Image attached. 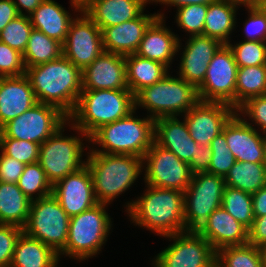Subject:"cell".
Wrapping results in <instances>:
<instances>
[{
  "label": "cell",
  "instance_id": "1",
  "mask_svg": "<svg viewBox=\"0 0 266 267\" xmlns=\"http://www.w3.org/2000/svg\"><path fill=\"white\" fill-rule=\"evenodd\" d=\"M145 187L143 195L124 206L130 222L163 238L184 232V192L149 185Z\"/></svg>",
  "mask_w": 266,
  "mask_h": 267
},
{
  "label": "cell",
  "instance_id": "2",
  "mask_svg": "<svg viewBox=\"0 0 266 267\" xmlns=\"http://www.w3.org/2000/svg\"><path fill=\"white\" fill-rule=\"evenodd\" d=\"M37 102L53 105L69 116L82 92V70L63 55L54 61L26 68L24 74Z\"/></svg>",
  "mask_w": 266,
  "mask_h": 267
},
{
  "label": "cell",
  "instance_id": "3",
  "mask_svg": "<svg viewBox=\"0 0 266 267\" xmlns=\"http://www.w3.org/2000/svg\"><path fill=\"white\" fill-rule=\"evenodd\" d=\"M85 159L98 203L110 205L143 174V158L129 154L87 152Z\"/></svg>",
  "mask_w": 266,
  "mask_h": 267
},
{
  "label": "cell",
  "instance_id": "4",
  "mask_svg": "<svg viewBox=\"0 0 266 267\" xmlns=\"http://www.w3.org/2000/svg\"><path fill=\"white\" fill-rule=\"evenodd\" d=\"M134 109L130 90H82L68 121L90 137L103 125L122 119Z\"/></svg>",
  "mask_w": 266,
  "mask_h": 267
},
{
  "label": "cell",
  "instance_id": "5",
  "mask_svg": "<svg viewBox=\"0 0 266 267\" xmlns=\"http://www.w3.org/2000/svg\"><path fill=\"white\" fill-rule=\"evenodd\" d=\"M136 109L122 119L103 125L90 137V152L144 157L154 142V119L139 118ZM95 148V149H94Z\"/></svg>",
  "mask_w": 266,
  "mask_h": 267
},
{
  "label": "cell",
  "instance_id": "6",
  "mask_svg": "<svg viewBox=\"0 0 266 267\" xmlns=\"http://www.w3.org/2000/svg\"><path fill=\"white\" fill-rule=\"evenodd\" d=\"M134 100L135 109H146L147 116L154 120L183 116L200 101L193 84L171 76L170 72L162 80L140 90Z\"/></svg>",
  "mask_w": 266,
  "mask_h": 267
},
{
  "label": "cell",
  "instance_id": "7",
  "mask_svg": "<svg viewBox=\"0 0 266 267\" xmlns=\"http://www.w3.org/2000/svg\"><path fill=\"white\" fill-rule=\"evenodd\" d=\"M107 204L98 203L86 211L70 217L67 244L58 254L78 261L93 258L102 251L112 230Z\"/></svg>",
  "mask_w": 266,
  "mask_h": 267
},
{
  "label": "cell",
  "instance_id": "8",
  "mask_svg": "<svg viewBox=\"0 0 266 267\" xmlns=\"http://www.w3.org/2000/svg\"><path fill=\"white\" fill-rule=\"evenodd\" d=\"M71 127V130H76L79 136H66L63 133L65 127ZM81 136V137H80ZM83 137L89 143V136L80 131L77 127L67 121L53 135H51L39 148V160L45 172L46 178L53 186L57 181L65 178L67 175L80 170L86 165L87 161L83 160V152L87 147L84 146Z\"/></svg>",
  "mask_w": 266,
  "mask_h": 267
},
{
  "label": "cell",
  "instance_id": "9",
  "mask_svg": "<svg viewBox=\"0 0 266 267\" xmlns=\"http://www.w3.org/2000/svg\"><path fill=\"white\" fill-rule=\"evenodd\" d=\"M70 217L51 194L31 201L23 232L43 242L59 254L67 244Z\"/></svg>",
  "mask_w": 266,
  "mask_h": 267
},
{
  "label": "cell",
  "instance_id": "10",
  "mask_svg": "<svg viewBox=\"0 0 266 267\" xmlns=\"http://www.w3.org/2000/svg\"><path fill=\"white\" fill-rule=\"evenodd\" d=\"M225 187L223 177L208 172L193 174L184 191L185 231H198L211 213L221 207Z\"/></svg>",
  "mask_w": 266,
  "mask_h": 267
},
{
  "label": "cell",
  "instance_id": "11",
  "mask_svg": "<svg viewBox=\"0 0 266 267\" xmlns=\"http://www.w3.org/2000/svg\"><path fill=\"white\" fill-rule=\"evenodd\" d=\"M68 121L59 108L37 103L0 128V138H14L42 144Z\"/></svg>",
  "mask_w": 266,
  "mask_h": 267
},
{
  "label": "cell",
  "instance_id": "12",
  "mask_svg": "<svg viewBox=\"0 0 266 267\" xmlns=\"http://www.w3.org/2000/svg\"><path fill=\"white\" fill-rule=\"evenodd\" d=\"M143 169L145 185L163 189L184 192L193 177L188 163L155 142L143 157Z\"/></svg>",
  "mask_w": 266,
  "mask_h": 267
},
{
  "label": "cell",
  "instance_id": "13",
  "mask_svg": "<svg viewBox=\"0 0 266 267\" xmlns=\"http://www.w3.org/2000/svg\"><path fill=\"white\" fill-rule=\"evenodd\" d=\"M238 66L227 44H223L209 62L202 84L197 88L202 102L225 103L235 109Z\"/></svg>",
  "mask_w": 266,
  "mask_h": 267
},
{
  "label": "cell",
  "instance_id": "14",
  "mask_svg": "<svg viewBox=\"0 0 266 267\" xmlns=\"http://www.w3.org/2000/svg\"><path fill=\"white\" fill-rule=\"evenodd\" d=\"M165 238L173 243L155 256L154 267H209L217 256L212 245L197 231H184Z\"/></svg>",
  "mask_w": 266,
  "mask_h": 267
},
{
  "label": "cell",
  "instance_id": "15",
  "mask_svg": "<svg viewBox=\"0 0 266 267\" xmlns=\"http://www.w3.org/2000/svg\"><path fill=\"white\" fill-rule=\"evenodd\" d=\"M79 13L73 15L75 18L70 23L62 49L63 56L83 70L104 52V48L99 26L83 9Z\"/></svg>",
  "mask_w": 266,
  "mask_h": 267
},
{
  "label": "cell",
  "instance_id": "16",
  "mask_svg": "<svg viewBox=\"0 0 266 267\" xmlns=\"http://www.w3.org/2000/svg\"><path fill=\"white\" fill-rule=\"evenodd\" d=\"M236 110L225 103L199 101L182 116L191 138L202 146H210L211 141L223 131L225 124Z\"/></svg>",
  "mask_w": 266,
  "mask_h": 267
},
{
  "label": "cell",
  "instance_id": "17",
  "mask_svg": "<svg viewBox=\"0 0 266 267\" xmlns=\"http://www.w3.org/2000/svg\"><path fill=\"white\" fill-rule=\"evenodd\" d=\"M52 195L69 217L78 215L98 204L92 177L85 165L52 186Z\"/></svg>",
  "mask_w": 266,
  "mask_h": 267
},
{
  "label": "cell",
  "instance_id": "18",
  "mask_svg": "<svg viewBox=\"0 0 266 267\" xmlns=\"http://www.w3.org/2000/svg\"><path fill=\"white\" fill-rule=\"evenodd\" d=\"M181 41L180 39L178 42L177 54L180 50H184L180 54L182 56L178 65L179 71L176 74L198 88L204 81L209 62L223 44L215 38L204 35L190 36L184 48L181 46Z\"/></svg>",
  "mask_w": 266,
  "mask_h": 267
},
{
  "label": "cell",
  "instance_id": "19",
  "mask_svg": "<svg viewBox=\"0 0 266 267\" xmlns=\"http://www.w3.org/2000/svg\"><path fill=\"white\" fill-rule=\"evenodd\" d=\"M235 113L225 124V139L236 161L264 163L266 136Z\"/></svg>",
  "mask_w": 266,
  "mask_h": 267
},
{
  "label": "cell",
  "instance_id": "20",
  "mask_svg": "<svg viewBox=\"0 0 266 267\" xmlns=\"http://www.w3.org/2000/svg\"><path fill=\"white\" fill-rule=\"evenodd\" d=\"M129 90L125 56L103 52L82 70V90Z\"/></svg>",
  "mask_w": 266,
  "mask_h": 267
},
{
  "label": "cell",
  "instance_id": "21",
  "mask_svg": "<svg viewBox=\"0 0 266 267\" xmlns=\"http://www.w3.org/2000/svg\"><path fill=\"white\" fill-rule=\"evenodd\" d=\"M157 17L156 13L148 15L143 11L133 20L103 28L101 32L104 51L124 56L135 54L145 31Z\"/></svg>",
  "mask_w": 266,
  "mask_h": 267
},
{
  "label": "cell",
  "instance_id": "22",
  "mask_svg": "<svg viewBox=\"0 0 266 267\" xmlns=\"http://www.w3.org/2000/svg\"><path fill=\"white\" fill-rule=\"evenodd\" d=\"M150 24L139 44L136 55L163 63L169 69L177 55L179 35L167 28L163 12Z\"/></svg>",
  "mask_w": 266,
  "mask_h": 267
},
{
  "label": "cell",
  "instance_id": "23",
  "mask_svg": "<svg viewBox=\"0 0 266 267\" xmlns=\"http://www.w3.org/2000/svg\"><path fill=\"white\" fill-rule=\"evenodd\" d=\"M154 142L189 163L195 157L198 144L191 138L188 127L177 116L154 120Z\"/></svg>",
  "mask_w": 266,
  "mask_h": 267
},
{
  "label": "cell",
  "instance_id": "24",
  "mask_svg": "<svg viewBox=\"0 0 266 267\" xmlns=\"http://www.w3.org/2000/svg\"><path fill=\"white\" fill-rule=\"evenodd\" d=\"M197 232L212 245L216 252L227 246L248 243V229L222 206L211 213Z\"/></svg>",
  "mask_w": 266,
  "mask_h": 267
},
{
  "label": "cell",
  "instance_id": "25",
  "mask_svg": "<svg viewBox=\"0 0 266 267\" xmlns=\"http://www.w3.org/2000/svg\"><path fill=\"white\" fill-rule=\"evenodd\" d=\"M152 0H86L84 12L102 30L138 17Z\"/></svg>",
  "mask_w": 266,
  "mask_h": 267
},
{
  "label": "cell",
  "instance_id": "26",
  "mask_svg": "<svg viewBox=\"0 0 266 267\" xmlns=\"http://www.w3.org/2000/svg\"><path fill=\"white\" fill-rule=\"evenodd\" d=\"M38 102L25 75L0 77V128Z\"/></svg>",
  "mask_w": 266,
  "mask_h": 267
},
{
  "label": "cell",
  "instance_id": "27",
  "mask_svg": "<svg viewBox=\"0 0 266 267\" xmlns=\"http://www.w3.org/2000/svg\"><path fill=\"white\" fill-rule=\"evenodd\" d=\"M69 13L55 0H43L29 17L34 29L43 32L63 45L70 23L74 19Z\"/></svg>",
  "mask_w": 266,
  "mask_h": 267
},
{
  "label": "cell",
  "instance_id": "28",
  "mask_svg": "<svg viewBox=\"0 0 266 267\" xmlns=\"http://www.w3.org/2000/svg\"><path fill=\"white\" fill-rule=\"evenodd\" d=\"M239 7L230 0H215L210 3L205 17L203 35L215 38L222 44L232 42L229 38L236 28V14Z\"/></svg>",
  "mask_w": 266,
  "mask_h": 267
},
{
  "label": "cell",
  "instance_id": "29",
  "mask_svg": "<svg viewBox=\"0 0 266 267\" xmlns=\"http://www.w3.org/2000/svg\"><path fill=\"white\" fill-rule=\"evenodd\" d=\"M125 65L127 84L134 96L162 80L170 71L163 63L136 54L125 55Z\"/></svg>",
  "mask_w": 266,
  "mask_h": 267
},
{
  "label": "cell",
  "instance_id": "30",
  "mask_svg": "<svg viewBox=\"0 0 266 267\" xmlns=\"http://www.w3.org/2000/svg\"><path fill=\"white\" fill-rule=\"evenodd\" d=\"M59 255L43 242L27 236H19L10 267H57Z\"/></svg>",
  "mask_w": 266,
  "mask_h": 267
},
{
  "label": "cell",
  "instance_id": "31",
  "mask_svg": "<svg viewBox=\"0 0 266 267\" xmlns=\"http://www.w3.org/2000/svg\"><path fill=\"white\" fill-rule=\"evenodd\" d=\"M31 200L17 183L0 182V224H13L23 228L28 220Z\"/></svg>",
  "mask_w": 266,
  "mask_h": 267
},
{
  "label": "cell",
  "instance_id": "32",
  "mask_svg": "<svg viewBox=\"0 0 266 267\" xmlns=\"http://www.w3.org/2000/svg\"><path fill=\"white\" fill-rule=\"evenodd\" d=\"M226 186L254 194L266 185L264 163L236 161L224 178Z\"/></svg>",
  "mask_w": 266,
  "mask_h": 267
},
{
  "label": "cell",
  "instance_id": "33",
  "mask_svg": "<svg viewBox=\"0 0 266 267\" xmlns=\"http://www.w3.org/2000/svg\"><path fill=\"white\" fill-rule=\"evenodd\" d=\"M266 95V65L238 67L235 110L253 97Z\"/></svg>",
  "mask_w": 266,
  "mask_h": 267
},
{
  "label": "cell",
  "instance_id": "34",
  "mask_svg": "<svg viewBox=\"0 0 266 267\" xmlns=\"http://www.w3.org/2000/svg\"><path fill=\"white\" fill-rule=\"evenodd\" d=\"M62 55L63 49L60 42L33 28L23 53L25 68L54 61Z\"/></svg>",
  "mask_w": 266,
  "mask_h": 267
},
{
  "label": "cell",
  "instance_id": "35",
  "mask_svg": "<svg viewBox=\"0 0 266 267\" xmlns=\"http://www.w3.org/2000/svg\"><path fill=\"white\" fill-rule=\"evenodd\" d=\"M221 206L239 223L249 229L254 221L252 195L240 189L226 186Z\"/></svg>",
  "mask_w": 266,
  "mask_h": 267
},
{
  "label": "cell",
  "instance_id": "36",
  "mask_svg": "<svg viewBox=\"0 0 266 267\" xmlns=\"http://www.w3.org/2000/svg\"><path fill=\"white\" fill-rule=\"evenodd\" d=\"M17 186L31 201L52 194V185L38 162L25 165Z\"/></svg>",
  "mask_w": 266,
  "mask_h": 267
},
{
  "label": "cell",
  "instance_id": "37",
  "mask_svg": "<svg viewBox=\"0 0 266 267\" xmlns=\"http://www.w3.org/2000/svg\"><path fill=\"white\" fill-rule=\"evenodd\" d=\"M217 257L227 267H265L259 247L250 243L224 247Z\"/></svg>",
  "mask_w": 266,
  "mask_h": 267
},
{
  "label": "cell",
  "instance_id": "38",
  "mask_svg": "<svg viewBox=\"0 0 266 267\" xmlns=\"http://www.w3.org/2000/svg\"><path fill=\"white\" fill-rule=\"evenodd\" d=\"M32 30L30 17L18 15L0 32V41L23 54Z\"/></svg>",
  "mask_w": 266,
  "mask_h": 267
},
{
  "label": "cell",
  "instance_id": "39",
  "mask_svg": "<svg viewBox=\"0 0 266 267\" xmlns=\"http://www.w3.org/2000/svg\"><path fill=\"white\" fill-rule=\"evenodd\" d=\"M238 67L266 65V42L246 41L228 43Z\"/></svg>",
  "mask_w": 266,
  "mask_h": 267
},
{
  "label": "cell",
  "instance_id": "40",
  "mask_svg": "<svg viewBox=\"0 0 266 267\" xmlns=\"http://www.w3.org/2000/svg\"><path fill=\"white\" fill-rule=\"evenodd\" d=\"M208 5L192 4L177 8L175 22L190 36L203 35Z\"/></svg>",
  "mask_w": 266,
  "mask_h": 267
},
{
  "label": "cell",
  "instance_id": "41",
  "mask_svg": "<svg viewBox=\"0 0 266 267\" xmlns=\"http://www.w3.org/2000/svg\"><path fill=\"white\" fill-rule=\"evenodd\" d=\"M210 147L213 153L209 173L225 178L236 162L225 139V126L223 131L211 141Z\"/></svg>",
  "mask_w": 266,
  "mask_h": 267
},
{
  "label": "cell",
  "instance_id": "42",
  "mask_svg": "<svg viewBox=\"0 0 266 267\" xmlns=\"http://www.w3.org/2000/svg\"><path fill=\"white\" fill-rule=\"evenodd\" d=\"M39 148L40 144L31 141L0 138V151L25 165L38 162Z\"/></svg>",
  "mask_w": 266,
  "mask_h": 267
},
{
  "label": "cell",
  "instance_id": "43",
  "mask_svg": "<svg viewBox=\"0 0 266 267\" xmlns=\"http://www.w3.org/2000/svg\"><path fill=\"white\" fill-rule=\"evenodd\" d=\"M236 113L250 126L256 125L261 129L260 132L266 134V95L250 98L236 110Z\"/></svg>",
  "mask_w": 266,
  "mask_h": 267
},
{
  "label": "cell",
  "instance_id": "44",
  "mask_svg": "<svg viewBox=\"0 0 266 267\" xmlns=\"http://www.w3.org/2000/svg\"><path fill=\"white\" fill-rule=\"evenodd\" d=\"M23 54L0 41V77H18L25 74Z\"/></svg>",
  "mask_w": 266,
  "mask_h": 267
},
{
  "label": "cell",
  "instance_id": "45",
  "mask_svg": "<svg viewBox=\"0 0 266 267\" xmlns=\"http://www.w3.org/2000/svg\"><path fill=\"white\" fill-rule=\"evenodd\" d=\"M248 19L244 23V40L266 42V11L260 6L245 7Z\"/></svg>",
  "mask_w": 266,
  "mask_h": 267
},
{
  "label": "cell",
  "instance_id": "46",
  "mask_svg": "<svg viewBox=\"0 0 266 267\" xmlns=\"http://www.w3.org/2000/svg\"><path fill=\"white\" fill-rule=\"evenodd\" d=\"M23 228L13 224H0V267H10L13 252Z\"/></svg>",
  "mask_w": 266,
  "mask_h": 267
},
{
  "label": "cell",
  "instance_id": "47",
  "mask_svg": "<svg viewBox=\"0 0 266 267\" xmlns=\"http://www.w3.org/2000/svg\"><path fill=\"white\" fill-rule=\"evenodd\" d=\"M24 168V163L0 153V182L17 183Z\"/></svg>",
  "mask_w": 266,
  "mask_h": 267
},
{
  "label": "cell",
  "instance_id": "48",
  "mask_svg": "<svg viewBox=\"0 0 266 267\" xmlns=\"http://www.w3.org/2000/svg\"><path fill=\"white\" fill-rule=\"evenodd\" d=\"M212 153L210 146H198L195 157L188 163L193 174L205 172L209 173Z\"/></svg>",
  "mask_w": 266,
  "mask_h": 267
},
{
  "label": "cell",
  "instance_id": "49",
  "mask_svg": "<svg viewBox=\"0 0 266 267\" xmlns=\"http://www.w3.org/2000/svg\"><path fill=\"white\" fill-rule=\"evenodd\" d=\"M248 243L260 247L266 243V215L256 217L248 229Z\"/></svg>",
  "mask_w": 266,
  "mask_h": 267
},
{
  "label": "cell",
  "instance_id": "50",
  "mask_svg": "<svg viewBox=\"0 0 266 267\" xmlns=\"http://www.w3.org/2000/svg\"><path fill=\"white\" fill-rule=\"evenodd\" d=\"M18 15L16 5L12 0H0V32Z\"/></svg>",
  "mask_w": 266,
  "mask_h": 267
},
{
  "label": "cell",
  "instance_id": "51",
  "mask_svg": "<svg viewBox=\"0 0 266 267\" xmlns=\"http://www.w3.org/2000/svg\"><path fill=\"white\" fill-rule=\"evenodd\" d=\"M254 218L266 215V185L252 194Z\"/></svg>",
  "mask_w": 266,
  "mask_h": 267
},
{
  "label": "cell",
  "instance_id": "52",
  "mask_svg": "<svg viewBox=\"0 0 266 267\" xmlns=\"http://www.w3.org/2000/svg\"><path fill=\"white\" fill-rule=\"evenodd\" d=\"M43 0H12L16 5L19 15L29 16ZM25 11V12H23Z\"/></svg>",
  "mask_w": 266,
  "mask_h": 267
},
{
  "label": "cell",
  "instance_id": "53",
  "mask_svg": "<svg viewBox=\"0 0 266 267\" xmlns=\"http://www.w3.org/2000/svg\"><path fill=\"white\" fill-rule=\"evenodd\" d=\"M215 0H152V3L159 4L160 5H167L168 7H176L181 8L183 6L192 5V4H203V5H209L210 3L214 2Z\"/></svg>",
  "mask_w": 266,
  "mask_h": 267
},
{
  "label": "cell",
  "instance_id": "54",
  "mask_svg": "<svg viewBox=\"0 0 266 267\" xmlns=\"http://www.w3.org/2000/svg\"><path fill=\"white\" fill-rule=\"evenodd\" d=\"M231 2L244 7L260 6L263 0H230Z\"/></svg>",
  "mask_w": 266,
  "mask_h": 267
},
{
  "label": "cell",
  "instance_id": "55",
  "mask_svg": "<svg viewBox=\"0 0 266 267\" xmlns=\"http://www.w3.org/2000/svg\"><path fill=\"white\" fill-rule=\"evenodd\" d=\"M86 0H70V6L72 8H74V13H78L82 10V4L85 2Z\"/></svg>",
  "mask_w": 266,
  "mask_h": 267
},
{
  "label": "cell",
  "instance_id": "56",
  "mask_svg": "<svg viewBox=\"0 0 266 267\" xmlns=\"http://www.w3.org/2000/svg\"><path fill=\"white\" fill-rule=\"evenodd\" d=\"M209 267H227L217 256L211 262Z\"/></svg>",
  "mask_w": 266,
  "mask_h": 267
},
{
  "label": "cell",
  "instance_id": "57",
  "mask_svg": "<svg viewBox=\"0 0 266 267\" xmlns=\"http://www.w3.org/2000/svg\"><path fill=\"white\" fill-rule=\"evenodd\" d=\"M259 249H260L261 256H262V261L266 267V243L260 246Z\"/></svg>",
  "mask_w": 266,
  "mask_h": 267
},
{
  "label": "cell",
  "instance_id": "58",
  "mask_svg": "<svg viewBox=\"0 0 266 267\" xmlns=\"http://www.w3.org/2000/svg\"><path fill=\"white\" fill-rule=\"evenodd\" d=\"M260 7L266 11V0H263L262 4L260 5Z\"/></svg>",
  "mask_w": 266,
  "mask_h": 267
},
{
  "label": "cell",
  "instance_id": "59",
  "mask_svg": "<svg viewBox=\"0 0 266 267\" xmlns=\"http://www.w3.org/2000/svg\"><path fill=\"white\" fill-rule=\"evenodd\" d=\"M264 167L266 169V147H265V156H264Z\"/></svg>",
  "mask_w": 266,
  "mask_h": 267
}]
</instances>
